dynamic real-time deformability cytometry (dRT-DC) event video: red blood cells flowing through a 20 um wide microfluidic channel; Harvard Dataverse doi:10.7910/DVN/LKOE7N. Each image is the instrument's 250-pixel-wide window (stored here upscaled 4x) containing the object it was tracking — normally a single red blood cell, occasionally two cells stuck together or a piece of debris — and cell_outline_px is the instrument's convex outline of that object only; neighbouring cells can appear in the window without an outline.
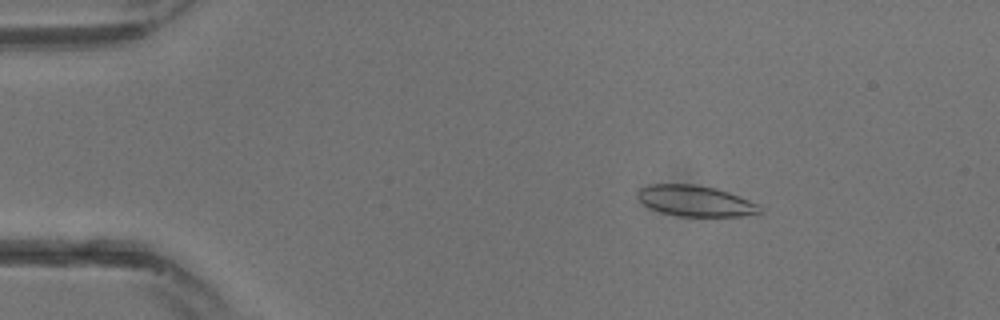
{"species": "common noctule bat (a hibernating species)", "species_latin": "Nyctalus noctula", "temperature_condition": "warm", "stored_images_in_passage": 30, "camera_frame_rate_fps": 3000, "um_per_image_px": 0.085, "animal": {"sex": "male", "body_mass_g": 13.3}, "frame": {"image": 1, "passage_image": 5, "time_ms": 1.333, "image_size_px": [1000, 320], "cell_outline_px": [[760, 212], [756, 216], [680, 216], [660, 212], [644, 204], [636, 196], [636, 192], [640, 188], [648, 184], [692, 184], [716, 188], [728, 192], [760, 204]], "centroid_in_image_um": [59.13, 17.08], "position_along_channel_um": 25.9, "area_um2": 22.08}}
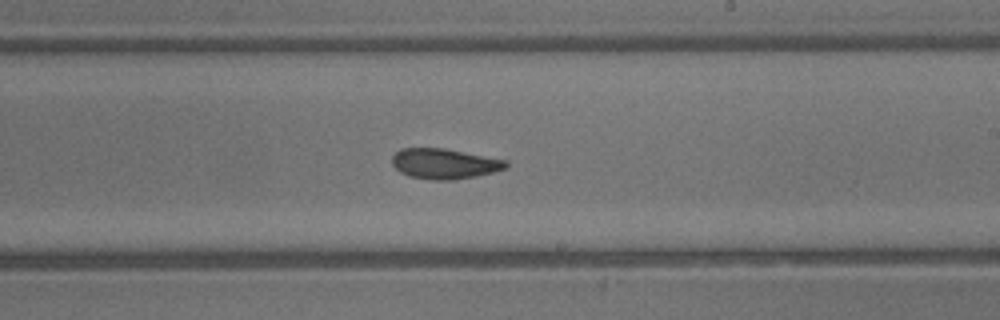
{"frame": {"image": 2, "passage_image": 18, "time_ms": 5.667, "image_size_px": [1000, 320], "cell_outline_px": [[508, 168], [476, 176], [452, 180], [432, 180], [408, 176], [400, 172], [392, 164], [392, 156], [400, 148], [444, 148], [508, 160]], "centroid_in_image_um": [37.78, 13.91], "position_along_channel_um": 251.2, "area_um2": 20.23}}
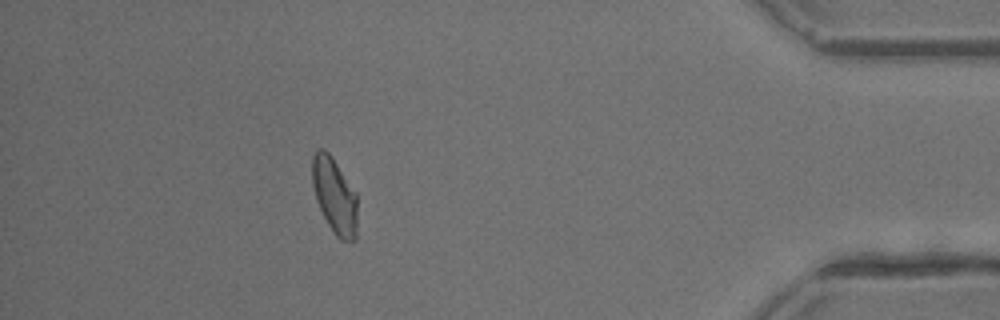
{"frame": {"image": 3, "passage_image": 27, "time_ms": 8.667, "image_size_px": [1000, 320], "cell_outline_px": [[356, 240], [340, 240], [336, 236], [328, 224], [316, 200], [312, 184], [312, 156], [316, 148], [324, 148], [332, 156], [356, 192]], "centroid_in_image_um": [28.42, 16.59], "position_along_channel_um": 406.8, "area_um2": 19.94}}